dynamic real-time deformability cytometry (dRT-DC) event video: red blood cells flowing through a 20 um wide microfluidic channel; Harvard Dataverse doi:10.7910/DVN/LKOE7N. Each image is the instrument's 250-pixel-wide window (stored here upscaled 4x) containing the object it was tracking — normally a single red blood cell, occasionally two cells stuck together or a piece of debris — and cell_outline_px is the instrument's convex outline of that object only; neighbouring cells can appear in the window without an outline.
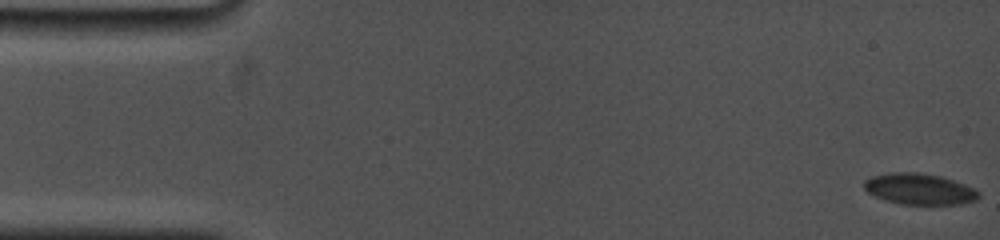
{"species": "common noctule bat (a hibernating species)", "species_latin": "Nyctalus noctula", "temperature_condition": "cold", "stored_images_in_passage": 57, "camera_frame_rate_fps": 5000, "um_per_image_px": 0.085, "animal": {"sex": "female", "body_mass_g": 19.0, "forearm_length_mm": 53.3}, "frame": {"image": 1, "passage_image": 1, "time_ms": 0.0, "image_size_px": [1000, 240], "cell_outline_px": [[980, 196], [976, 200], [960, 204], [900, 204], [884, 200], [868, 192], [864, 188], [864, 180], [872, 176], [892, 172], [916, 172], [940, 176], [976, 188], [980, 192]], "centroid_in_image_um": [78.16, 16.07], "position_along_channel_um": 6.8, "area_um2": 20.75}}
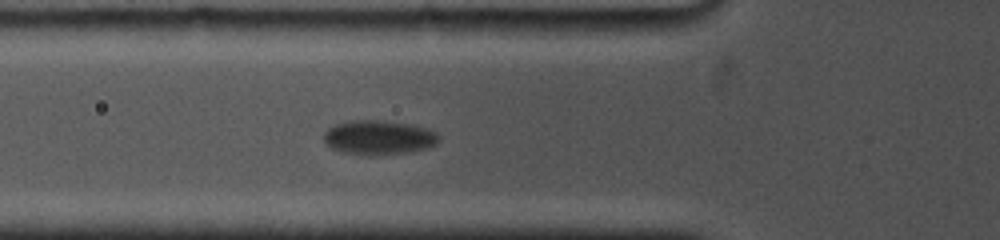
{"frame": {"image": 2, "passage_image": 40, "time_ms": 6.2, "image_size_px": [1000, 240], "cell_outline_px": [[440, 140], [436, 144], [428, 148], [412, 152], [368, 156], [340, 152], [324, 144], [324, 132], [328, 128], [336, 124], [348, 120], [380, 120], [412, 124], [428, 128], [436, 132], [440, 136]], "centroid_in_image_um": [32.2, 11.69], "position_along_channel_um": 93.6, "area_um2": 23.58}}
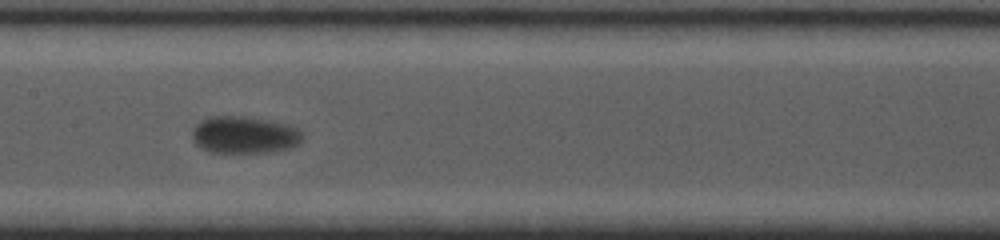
{"frame": {"image": 3, "passage_image": 56, "time_ms": 8.8, "image_size_px": [1000, 240], "cell_outline_px": [[304, 140], [292, 148], [268, 152], [208, 152], [200, 148], [192, 140], [192, 128], [200, 120], [212, 116], [248, 116], [288, 124], [304, 132]], "centroid_in_image_um": [20.78, 11.46], "position_along_channel_um": 186.6, "area_um2": 24.33}}